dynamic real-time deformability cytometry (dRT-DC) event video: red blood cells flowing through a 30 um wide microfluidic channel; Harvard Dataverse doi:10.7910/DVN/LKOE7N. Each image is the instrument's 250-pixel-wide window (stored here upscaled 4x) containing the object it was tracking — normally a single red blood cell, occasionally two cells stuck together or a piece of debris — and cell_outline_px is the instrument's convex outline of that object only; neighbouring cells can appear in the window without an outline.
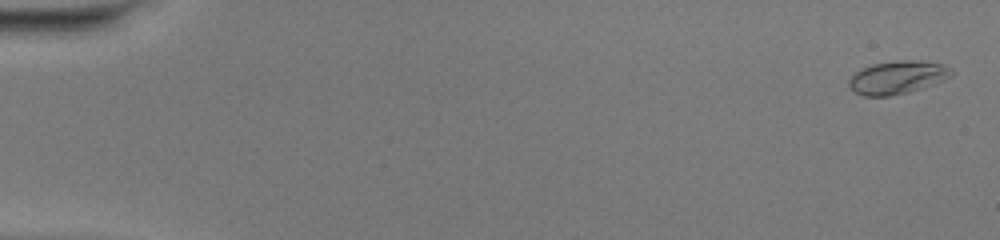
{"species": "common noctule bat (a hibernating species)", "species_latin": "Nyctalus noctula", "temperature_condition": "warm", "stored_images_in_passage": 50, "camera_frame_rate_fps": 3000, "um_per_image_px": 0.085, "animal": {"sex": "female", "body_mass_g": 20.0, "forearm_length_mm": 54.0}, "frame": {"image": 1, "passage_image": 2, "time_ms": 0.333, "image_size_px": [1000, 240], "cell_outline_px": [[952, 76], [944, 80], [908, 92], [888, 96], [864, 96], [852, 92], [848, 84], [848, 80], [856, 72], [872, 64], [900, 60], [924, 60], [944, 64], [952, 68]], "centroid_in_image_um": [76.29, 6.57], "position_along_channel_um": 8.7, "area_um2": 19.83}}
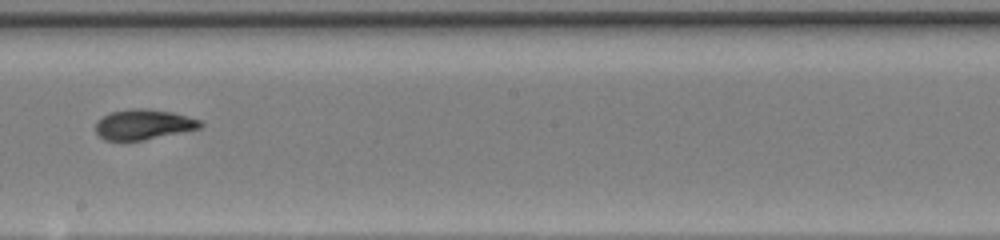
{"frame": {"image": 2, "passage_image": 30, "time_ms": 9.667, "image_size_px": [1000, 240], "cell_outline_px": [[204, 124], [200, 128], [144, 140], [104, 140], [96, 132], [96, 124], [108, 112], [132, 108], [148, 108], [172, 112], [200, 120]], "centroid_in_image_um": [12.2, 10.57], "position_along_channel_um": 236.0, "area_um2": 18.32}}
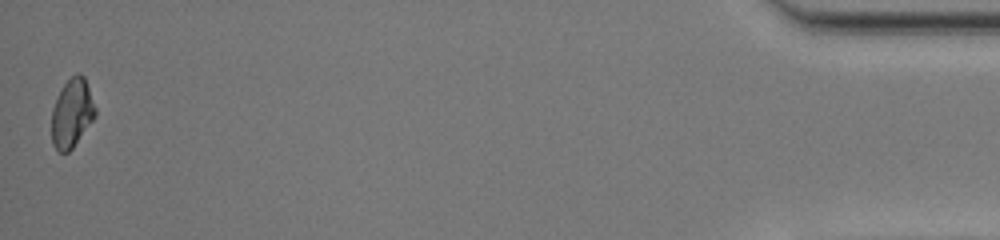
{"frame": {"image": 3, "passage_image": 50, "time_ms": 16.333, "image_size_px": [1000, 240], "cell_outline_px": [[96, 116], [72, 148], [68, 152], [60, 152], [52, 144], [52, 108], [64, 84], [76, 72], [80, 72], [84, 76], [96, 108]], "centroid_in_image_um": [6.12, 9.61], "position_along_channel_um": 429.1, "area_um2": 17.28}, "authors_computed_cell_mechanics": {"area_um2": 18.5538, "velocity_mm_per_s": 4.2176, "shape_relaxation_time_tau1_ms": 3.7645, "shape_relaxation_time_tau2_ms": 1.3058, "deformation_change_tau1": 0.1976, "deformation_change_tau2": 0.054}}